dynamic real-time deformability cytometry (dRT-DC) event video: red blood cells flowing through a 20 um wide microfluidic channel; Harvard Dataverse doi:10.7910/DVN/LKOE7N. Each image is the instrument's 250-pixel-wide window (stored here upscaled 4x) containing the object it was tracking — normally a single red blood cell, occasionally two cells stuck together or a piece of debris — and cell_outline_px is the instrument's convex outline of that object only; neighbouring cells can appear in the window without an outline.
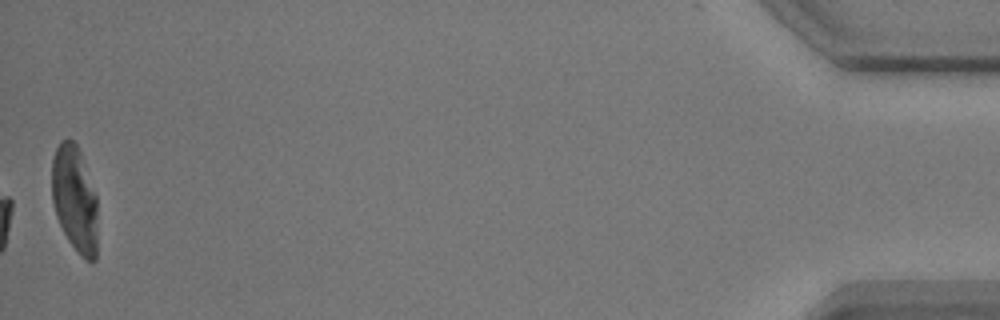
{"species": "common noctule bat (a hibernating species)", "species_latin": "Nyctalus noctula", "temperature_condition": "warm", "stored_images_in_passage": 47, "camera_frame_rate_fps": 3000, "um_per_image_px": 0.085, "animal": {"sex": "male", "body_mass_g": 17.9}, "frame": {"image": 1, "passage_image": 47, "time_ms": 15.333, "image_size_px": [1000, 320], "cell_outline_px": [[96, 260], [92, 264], [84, 260], [80, 256], [68, 240], [56, 216], [52, 200], [52, 160], [56, 148], [60, 140], [68, 136], [76, 144], [80, 152], [96, 196]], "centroid_in_image_um": [6.34, 16.92], "position_along_channel_um": 428.9, "area_um2": 28.38}, "authors_computed_cell_mechanics": {"area_um2": 21.097, "velocity_mm_per_s": 3.4858, "shape_relaxation_time_tau1_ms": 3.7568, "shape_relaxation_time_tau2_ms": 2.6091, "deformation_change_tau1": 0.1701, "deformation_change_tau2": 0.1023}}